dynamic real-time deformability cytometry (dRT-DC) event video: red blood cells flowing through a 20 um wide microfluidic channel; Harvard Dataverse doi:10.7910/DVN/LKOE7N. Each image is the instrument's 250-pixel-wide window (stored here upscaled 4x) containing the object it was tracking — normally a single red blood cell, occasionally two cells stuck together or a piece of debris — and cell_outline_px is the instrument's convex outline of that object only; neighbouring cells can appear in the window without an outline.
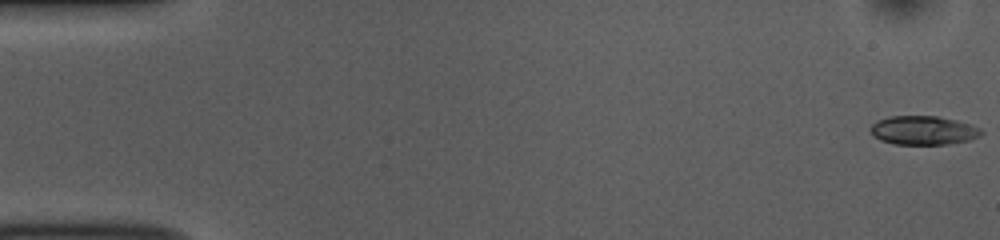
{"species": "common noctule bat (a hibernating species)", "species_latin": "Nyctalus noctula", "temperature_condition": "room temperature", "stored_images_in_passage": 53, "camera_frame_rate_fps": 3000, "um_per_image_px": 0.085, "animal": {"sex": "female", "body_mass_g": 10.0, "forearm_length_mm": 53.1}, "frame": {"image": 1, "passage_image": 1, "time_ms": 0.0, "image_size_px": [1000, 240], "cell_outline_px": [[984, 132], [980, 136], [968, 140], [948, 144], [892, 144], [880, 140], [872, 136], [872, 124], [876, 120], [888, 116], [936, 116], [956, 120], [980, 128]], "centroid_in_image_um": [78.46, 11.08], "position_along_channel_um": 6.5, "area_um2": 18.61}}
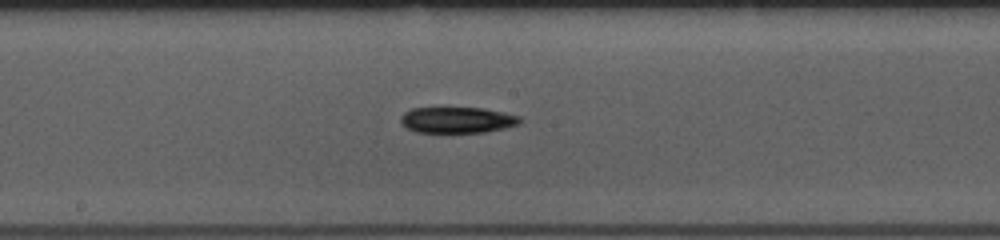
{"frame": {"image": 2, "passage_image": 28, "time_ms": 9.0, "image_size_px": [1000, 240], "cell_outline_px": [[520, 124], [504, 128], [484, 132], [416, 132], [400, 124], [400, 116], [404, 112], [412, 108], [484, 108], [504, 112], [520, 116]], "centroid_in_image_um": [38.85, 10.19], "position_along_channel_um": 209.4, "area_um2": 18.09}}
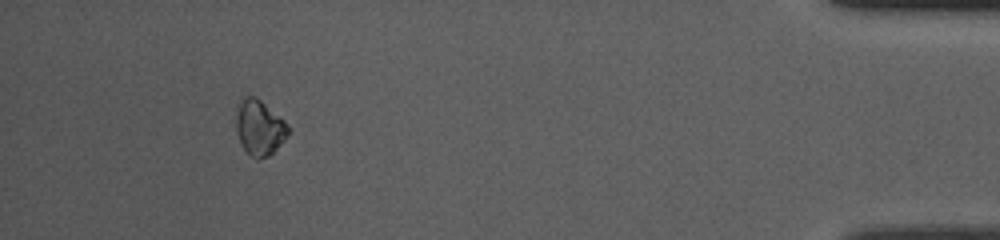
{"frame": {"image": 3, "passage_image": 49, "time_ms": 16.0, "image_size_px": [1000, 240], "cell_outline_px": [[292, 128], [284, 140], [268, 156], [260, 160], [252, 156], [244, 148], [236, 132], [236, 116], [240, 100], [244, 96], [256, 96], [280, 116]], "centroid_in_image_um": [22.07, 10.82], "position_along_channel_um": 413.1, "area_um2": 16.76}, "authors_computed_cell_mechanics": {"area_um2": 18.207, "velocity_mm_per_s": 3.7862, "shape_relaxation_time_tau1_ms": 6.0027, "shape_relaxation_time_tau2_ms": null, "deformation_change_tau1": 0.1267, "deformation_change_tau2": null}}